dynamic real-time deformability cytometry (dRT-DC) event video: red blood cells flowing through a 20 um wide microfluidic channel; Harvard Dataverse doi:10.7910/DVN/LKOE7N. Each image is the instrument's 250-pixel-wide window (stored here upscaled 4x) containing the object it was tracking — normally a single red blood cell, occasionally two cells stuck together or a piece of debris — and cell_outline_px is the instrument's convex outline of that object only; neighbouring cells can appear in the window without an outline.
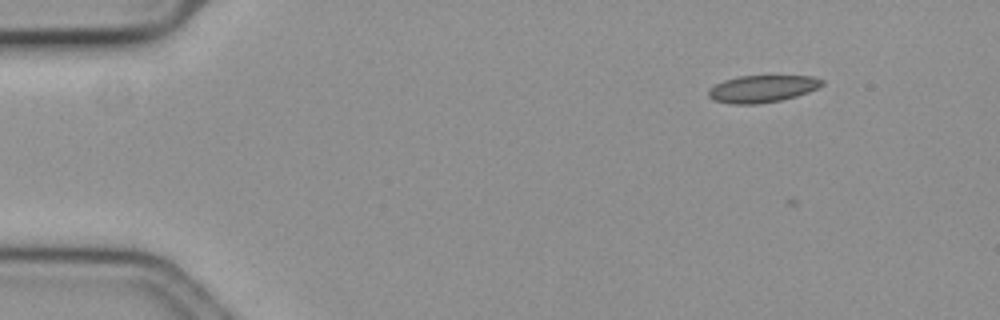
{"species": "common noctule bat (a hibernating species)", "species_latin": "Nyctalus noctula", "temperature_condition": "cold", "stored_images_in_passage": 6, "camera_frame_rate_fps": 3000, "um_per_image_px": 0.085, "animal": {"sex": "female", "body_mass_g": 19.3, "forearm_length_mm": 54.1}, "frame": {"image": 1, "passage_image": 4, "time_ms": 1.0, "image_size_px": [1000, 320], "cell_outline_px": [[824, 84], [808, 92], [796, 96], [780, 100], [756, 104], [732, 104], [712, 100], [708, 96], [708, 88], [724, 80], [740, 76], [812, 76], [824, 80]], "centroid_in_image_um": [64.76, 7.55], "position_along_channel_um": 20.2, "area_um2": 17.92}}